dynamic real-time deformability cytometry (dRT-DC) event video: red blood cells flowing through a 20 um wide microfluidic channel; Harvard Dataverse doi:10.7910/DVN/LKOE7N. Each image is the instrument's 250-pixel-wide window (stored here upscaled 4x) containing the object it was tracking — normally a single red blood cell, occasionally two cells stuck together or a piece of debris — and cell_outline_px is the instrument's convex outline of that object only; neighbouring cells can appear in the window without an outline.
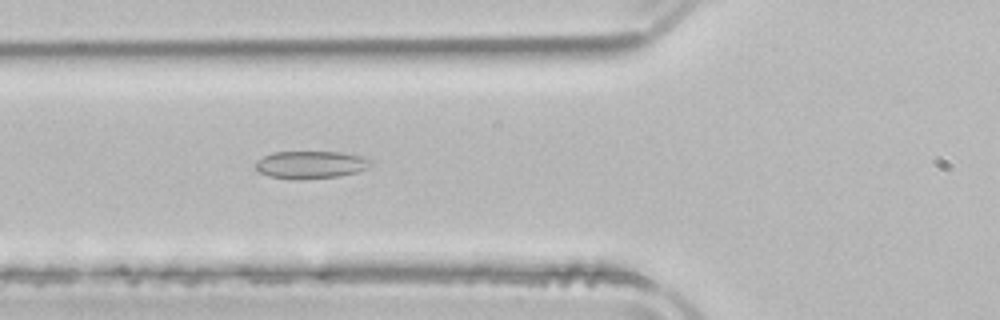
{"species": "common noctule bat (a hibernating species)", "species_latin": "Nyctalus noctula", "temperature_condition": "room temperature", "stored_images_in_passage": 51, "camera_frame_rate_fps": 3000, "um_per_image_px": 0.085, "animal": {"sex": "male", "body_mass_g": 21.5, "forearm_length_mm": 52.0}, "frame": {"image": 1, "passage_image": 18, "time_ms": 5.667, "image_size_px": [1000, 320], "cell_outline_px": [[372, 164], [368, 168], [356, 172], [340, 176], [304, 180], [268, 176], [260, 172], [256, 168], [256, 160], [272, 152], [340, 152], [360, 156], [372, 160]], "centroid_in_image_um": [26.42, 14.0], "position_along_channel_um": 99.4, "area_um2": 18.55}}
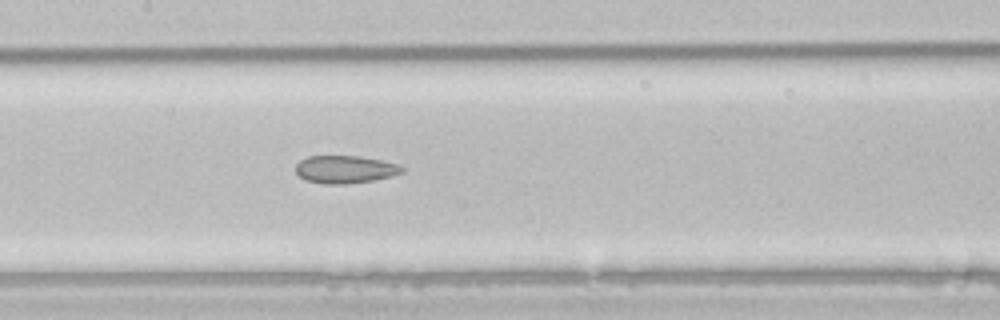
{"frame": {"image": 2, "passage_image": 24, "time_ms": 7.667, "image_size_px": [1000, 320], "cell_outline_px": [[404, 172], [392, 176], [372, 180], [344, 184], [324, 184], [308, 180], [300, 176], [296, 172], [296, 164], [300, 160], [308, 156], [360, 156], [380, 160], [396, 164], [404, 168]], "centroid_in_image_um": [29.33, 14.39], "position_along_channel_um": 178.1, "area_um2": 16.99}}
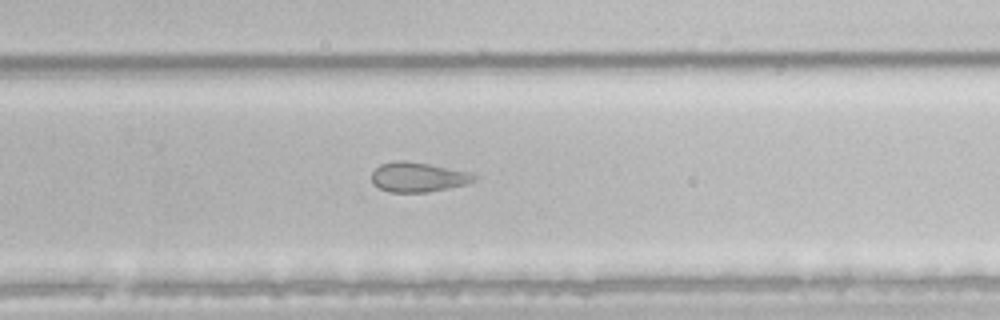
{"frame": {"image": 3, "passage_image": 33, "time_ms": 10.667, "image_size_px": [1000, 320], "cell_outline_px": [[476, 180], [468, 184], [448, 188], [424, 192], [388, 192], [372, 184], [372, 172], [380, 164], [392, 160], [404, 160], [428, 164], [472, 172], [476, 176]], "centroid_in_image_um": [35.53, 15.04], "position_along_channel_um": 294.3, "area_um2": 17.86}, "authors_computed_cell_mechanics": {"area_um2": 23.1778, "velocity_mm_per_s": 3.9044, "shape_relaxation_time_tau1_ms": null, "shape_relaxation_time_tau2_ms": 2.2813, "deformation_change_tau1": null, "deformation_change_tau2": 0.0925}}